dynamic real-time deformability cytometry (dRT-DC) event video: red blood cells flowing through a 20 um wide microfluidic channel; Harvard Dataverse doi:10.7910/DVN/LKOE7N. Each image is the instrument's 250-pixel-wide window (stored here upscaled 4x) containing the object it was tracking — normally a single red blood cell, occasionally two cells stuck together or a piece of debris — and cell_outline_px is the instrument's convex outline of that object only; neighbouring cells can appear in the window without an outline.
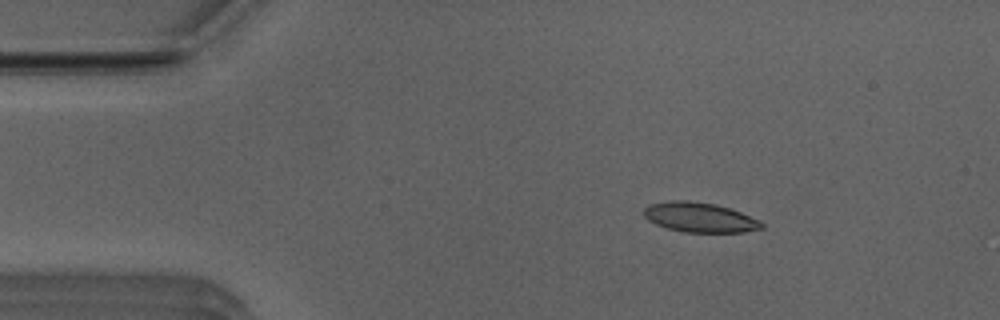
{"species": "Egyptian fruit bat (a non-hibernating species)", "species_latin": "Rousettus aegyptiacus", "temperature_condition": "room temperature", "stored_images_in_passage": 13, "camera_frame_rate_fps": 3000, "um_per_image_px": 0.085, "animal": {"sex": "male"}, "frame": {"image": 1, "passage_image": 6, "time_ms": 1.667, "image_size_px": [1000, 320], "cell_outline_px": [[764, 228], [744, 232], [684, 232], [668, 228], [656, 224], [648, 220], [644, 216], [644, 208], [648, 204], [672, 200], [688, 200], [716, 204], [740, 212], [760, 220], [764, 224]], "centroid_in_image_um": [59.47, 18.47], "position_along_channel_um": 25.5, "area_um2": 20.46}}